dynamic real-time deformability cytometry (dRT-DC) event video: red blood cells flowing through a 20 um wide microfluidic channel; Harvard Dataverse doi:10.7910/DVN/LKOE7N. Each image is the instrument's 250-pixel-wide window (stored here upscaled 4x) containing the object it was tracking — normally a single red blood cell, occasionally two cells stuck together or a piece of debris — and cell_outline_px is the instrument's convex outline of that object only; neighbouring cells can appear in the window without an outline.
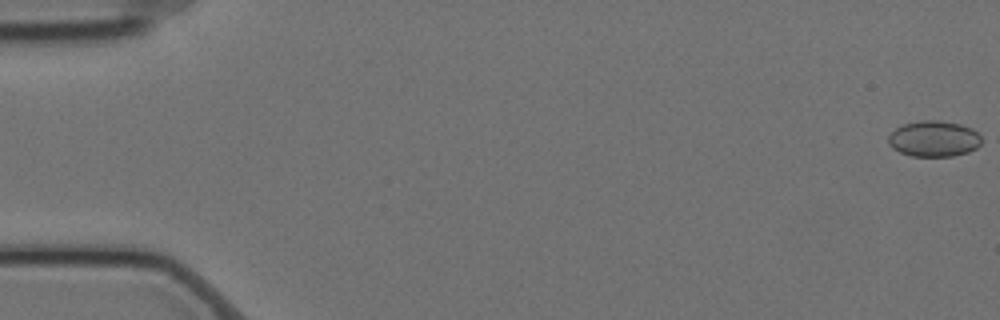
{"species": "Egyptian fruit bat (a non-hibernating species)", "species_latin": "Rousettus aegyptiacus", "temperature_condition": "cold", "stored_images_in_passage": 1, "camera_frame_rate_fps": 3000, "um_per_image_px": 0.085, "animal": {"sex": "female"}, "frame": {"image": 1, "passage_image": 1, "time_ms": 0.0, "image_size_px": [1000, 320], "cell_outline_px": [[984, 136], [980, 144], [976, 148], [968, 152], [952, 156], [912, 156], [900, 152], [892, 148], [888, 144], [888, 136], [896, 128], [904, 124], [920, 120], [940, 120], [960, 124], [972, 128]], "centroid_in_image_um": [79.41, 11.79], "position_along_channel_um": 5.6, "area_um2": 19.71}}